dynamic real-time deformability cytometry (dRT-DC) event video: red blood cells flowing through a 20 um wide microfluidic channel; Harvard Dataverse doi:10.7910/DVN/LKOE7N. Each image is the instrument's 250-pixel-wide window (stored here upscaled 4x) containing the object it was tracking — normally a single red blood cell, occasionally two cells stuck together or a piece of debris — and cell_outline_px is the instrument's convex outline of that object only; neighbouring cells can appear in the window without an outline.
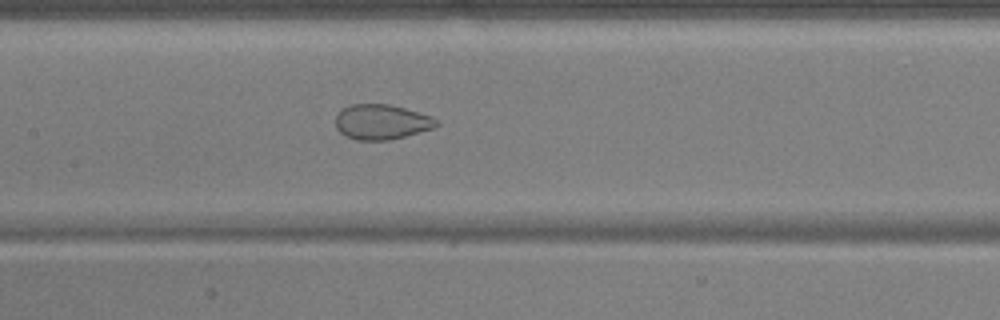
{"species": "common noctule bat (a hibernating species)", "species_latin": "Nyctalus noctula", "temperature_condition": "warm", "stored_images_in_passage": 37, "camera_frame_rate_fps": 3000, "um_per_image_px": 0.085, "animal": {"sex": "male", "body_mass_g": 17.9, "forearm_length_mm": 54.2}, "frame": {"image": 1, "passage_image": 9, "time_ms": 2.667, "image_size_px": [1000, 320], "cell_outline_px": [[440, 124], [432, 128], [404, 136], [388, 140], [356, 140], [344, 136], [336, 128], [336, 116], [344, 108], [352, 104], [388, 104], [404, 108], [432, 116], [440, 120]], "centroid_in_image_um": [32.44, 10.37], "position_along_channel_um": 175.0, "area_um2": 20.52}}
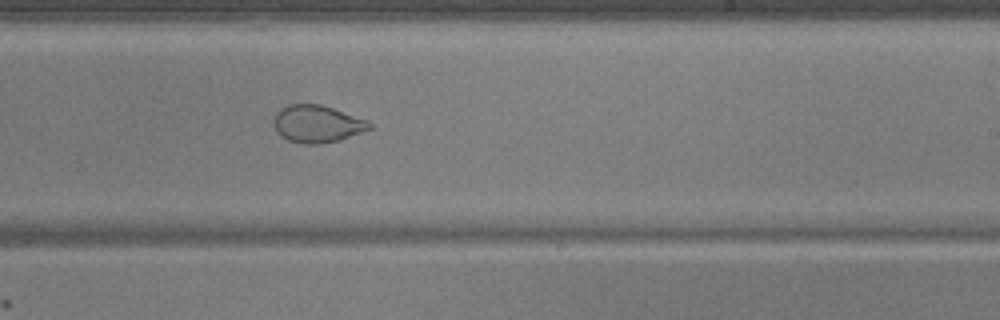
{"frame": {"image": 2, "passage_image": 16, "time_ms": 5.0, "image_size_px": [1000, 320], "cell_outline_px": [[372, 128], [340, 140], [320, 144], [304, 144], [288, 140], [280, 136], [276, 132], [272, 120], [276, 112], [280, 108], [288, 104], [320, 104], [368, 120], [372, 124]], "centroid_in_image_um": [26.92, 10.53], "position_along_channel_um": 262.1, "area_um2": 20.98}}
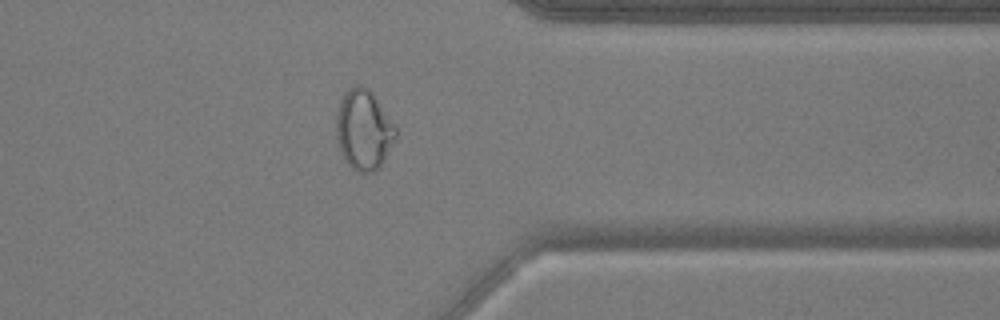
{"frame": {"image": 3, "passage_image": 26, "time_ms": 8.333, "image_size_px": [1000, 320], "cell_outline_px": [[396, 136], [384, 160], [372, 172], [356, 172], [344, 160], [340, 152], [336, 136], [336, 112], [340, 100], [344, 92], [348, 88], [356, 84], [360, 84], [368, 88], [372, 92], [396, 124]], "centroid_in_image_um": [30.89, 10.99], "position_along_channel_um": 380.5, "area_um2": 28.03}}